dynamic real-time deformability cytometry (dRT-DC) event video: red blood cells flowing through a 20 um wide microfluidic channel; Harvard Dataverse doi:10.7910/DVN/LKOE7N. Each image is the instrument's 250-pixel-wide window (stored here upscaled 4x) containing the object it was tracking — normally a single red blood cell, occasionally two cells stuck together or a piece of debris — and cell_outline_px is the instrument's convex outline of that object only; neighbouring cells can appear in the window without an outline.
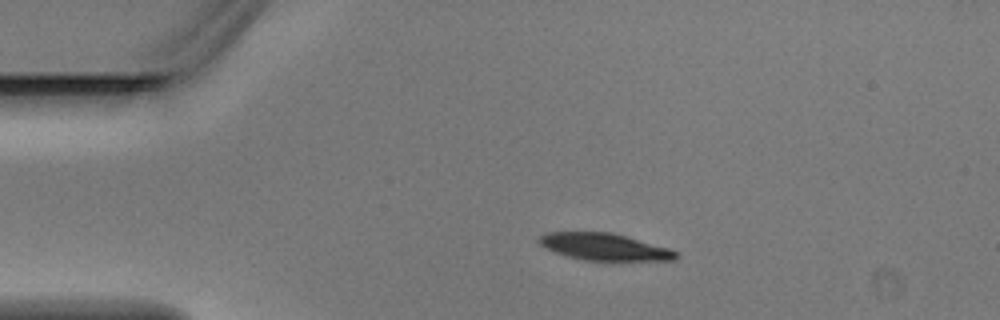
{"species": "Egyptian fruit bat (a non-hibernating species)", "species_latin": "Rousettus aegyptiacus", "temperature_condition": "warm", "stored_images_in_passage": 3, "camera_frame_rate_fps": 3000, "um_per_image_px": 0.085, "animal": {"sex": "male"}, "frame": {"image": 1, "passage_image": 2, "time_ms": 0.333, "image_size_px": [1000, 320], "cell_outline_px": [[680, 256], [676, 260], [584, 260], [568, 256], [544, 248], [536, 240], [540, 236], [548, 232], [612, 232], [668, 248], [676, 252]], "centroid_in_image_um": [51.35, 20.97], "position_along_channel_um": 33.7, "area_um2": 21.33}}